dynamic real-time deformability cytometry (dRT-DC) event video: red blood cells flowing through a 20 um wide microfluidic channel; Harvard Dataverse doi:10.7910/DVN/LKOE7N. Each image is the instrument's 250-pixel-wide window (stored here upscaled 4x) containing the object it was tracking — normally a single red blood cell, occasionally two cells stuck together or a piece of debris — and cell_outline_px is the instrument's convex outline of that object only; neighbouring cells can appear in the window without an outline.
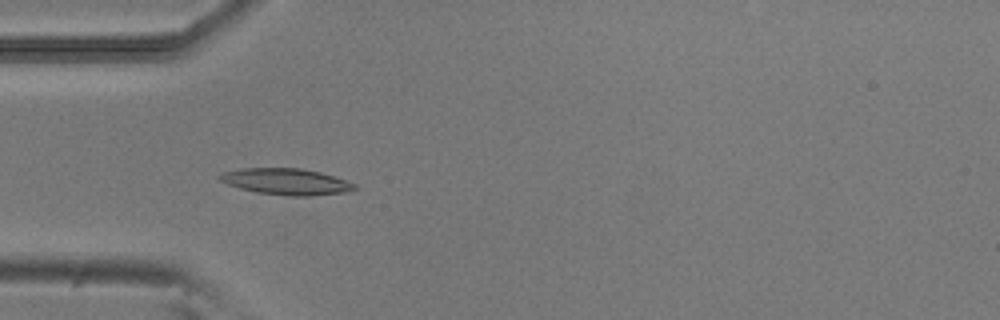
{"species": "common noctule bat (a hibernating species)", "species_latin": "Nyctalus noctula", "temperature_condition": "room temperature", "stored_images_in_passage": 5, "camera_frame_rate_fps": 3000, "um_per_image_px": 0.085, "animal": {"sex": "male", "body_mass_g": 20.5, "forearm_length_mm": 52.5}, "frame": {"image": 1, "passage_image": 4, "time_ms": 1.0, "image_size_px": [1000, 320], "cell_outline_px": [[356, 188], [344, 192], [312, 196], [292, 196], [256, 192], [240, 188], [228, 184], [220, 180], [216, 176], [224, 172], [244, 168], [300, 168], [320, 172], [356, 184]], "centroid_in_image_um": [24.3, 15.43], "position_along_channel_um": 60.7, "area_um2": 20.4}}
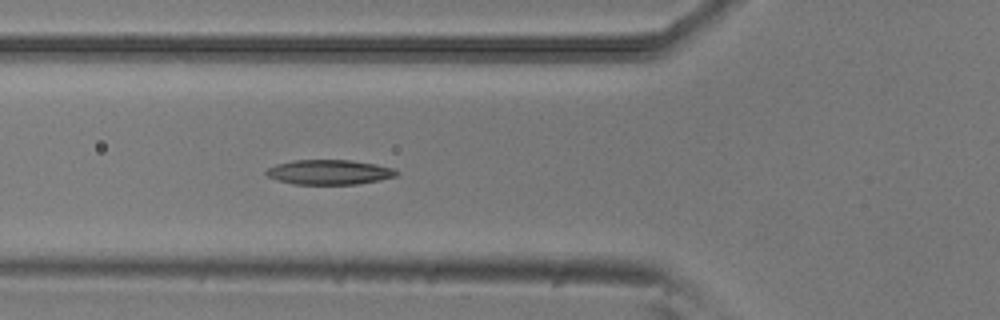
{"frame": {"image": 2, "passage_image": 5, "time_ms": 1.333, "image_size_px": [1000, 320], "cell_outline_px": [[400, 172], [396, 176], [380, 180], [356, 184], [292, 184], [276, 180], [268, 176], [264, 172], [268, 168], [276, 164], [292, 160], [348, 160], [376, 164], [392, 168]], "centroid_in_image_um": [27.96, 14.63], "position_along_channel_um": 97.8, "area_um2": 18.84}}